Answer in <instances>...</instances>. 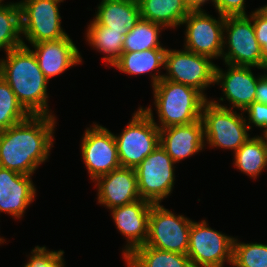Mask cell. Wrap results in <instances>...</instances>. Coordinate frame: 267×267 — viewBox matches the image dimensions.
Returning <instances> with one entry per match:
<instances>
[{"instance_id": "44dd1931", "label": "cell", "mask_w": 267, "mask_h": 267, "mask_svg": "<svg viewBox=\"0 0 267 267\" xmlns=\"http://www.w3.org/2000/svg\"><path fill=\"white\" fill-rule=\"evenodd\" d=\"M165 52L166 49H148L135 52H123L112 66L128 75H143L156 69L158 72L153 75L151 74L153 87L163 79L164 75H160L159 70L160 67H164Z\"/></svg>"}, {"instance_id": "9c48e42d", "label": "cell", "mask_w": 267, "mask_h": 267, "mask_svg": "<svg viewBox=\"0 0 267 267\" xmlns=\"http://www.w3.org/2000/svg\"><path fill=\"white\" fill-rule=\"evenodd\" d=\"M233 241L209 227L206 220L192 221L187 256L193 267H224L225 262L232 264Z\"/></svg>"}, {"instance_id": "f1b7e54d", "label": "cell", "mask_w": 267, "mask_h": 267, "mask_svg": "<svg viewBox=\"0 0 267 267\" xmlns=\"http://www.w3.org/2000/svg\"><path fill=\"white\" fill-rule=\"evenodd\" d=\"M233 267H267V245L262 243H241L234 238Z\"/></svg>"}, {"instance_id": "cb8c5ba5", "label": "cell", "mask_w": 267, "mask_h": 267, "mask_svg": "<svg viewBox=\"0 0 267 267\" xmlns=\"http://www.w3.org/2000/svg\"><path fill=\"white\" fill-rule=\"evenodd\" d=\"M234 165L256 179L267 167V135L249 138L235 153Z\"/></svg>"}, {"instance_id": "9a60e30c", "label": "cell", "mask_w": 267, "mask_h": 267, "mask_svg": "<svg viewBox=\"0 0 267 267\" xmlns=\"http://www.w3.org/2000/svg\"><path fill=\"white\" fill-rule=\"evenodd\" d=\"M225 65L229 67L227 72L218 66L215 69V84L220 83L225 95L219 100L223 102L226 99L232 104L229 109L237 108L244 112L255 101L257 83L263 74L255 77L251 67Z\"/></svg>"}, {"instance_id": "e0dca14e", "label": "cell", "mask_w": 267, "mask_h": 267, "mask_svg": "<svg viewBox=\"0 0 267 267\" xmlns=\"http://www.w3.org/2000/svg\"><path fill=\"white\" fill-rule=\"evenodd\" d=\"M32 176L0 167V213L20 219L36 197Z\"/></svg>"}, {"instance_id": "30bf717a", "label": "cell", "mask_w": 267, "mask_h": 267, "mask_svg": "<svg viewBox=\"0 0 267 267\" xmlns=\"http://www.w3.org/2000/svg\"><path fill=\"white\" fill-rule=\"evenodd\" d=\"M164 69L168 72L163 79L181 83L199 91L207 100L204 90L215 84L216 64L211 58L185 50L165 52Z\"/></svg>"}, {"instance_id": "7c38bea8", "label": "cell", "mask_w": 267, "mask_h": 267, "mask_svg": "<svg viewBox=\"0 0 267 267\" xmlns=\"http://www.w3.org/2000/svg\"><path fill=\"white\" fill-rule=\"evenodd\" d=\"M225 16L211 17L203 9L191 10L186 24L184 49L211 58L222 57Z\"/></svg>"}, {"instance_id": "4fadbf2b", "label": "cell", "mask_w": 267, "mask_h": 267, "mask_svg": "<svg viewBox=\"0 0 267 267\" xmlns=\"http://www.w3.org/2000/svg\"><path fill=\"white\" fill-rule=\"evenodd\" d=\"M81 154L93 181L121 167L114 134L98 124L86 128L81 143Z\"/></svg>"}, {"instance_id": "836d02e7", "label": "cell", "mask_w": 267, "mask_h": 267, "mask_svg": "<svg viewBox=\"0 0 267 267\" xmlns=\"http://www.w3.org/2000/svg\"><path fill=\"white\" fill-rule=\"evenodd\" d=\"M255 101L262 104H267V74L265 73L258 80L256 87Z\"/></svg>"}, {"instance_id": "5b68a950", "label": "cell", "mask_w": 267, "mask_h": 267, "mask_svg": "<svg viewBox=\"0 0 267 267\" xmlns=\"http://www.w3.org/2000/svg\"><path fill=\"white\" fill-rule=\"evenodd\" d=\"M237 111L218 101L207 100L202 107L201 120L204 140L210 147L231 149L234 153L250 138L247 121Z\"/></svg>"}, {"instance_id": "3957f363", "label": "cell", "mask_w": 267, "mask_h": 267, "mask_svg": "<svg viewBox=\"0 0 267 267\" xmlns=\"http://www.w3.org/2000/svg\"><path fill=\"white\" fill-rule=\"evenodd\" d=\"M154 106L159 117V129L187 125L201 119L207 99L196 89L162 79L153 86Z\"/></svg>"}, {"instance_id": "484cf974", "label": "cell", "mask_w": 267, "mask_h": 267, "mask_svg": "<svg viewBox=\"0 0 267 267\" xmlns=\"http://www.w3.org/2000/svg\"><path fill=\"white\" fill-rule=\"evenodd\" d=\"M19 2L0 6V50L8 52L23 45Z\"/></svg>"}, {"instance_id": "6da1fadb", "label": "cell", "mask_w": 267, "mask_h": 267, "mask_svg": "<svg viewBox=\"0 0 267 267\" xmlns=\"http://www.w3.org/2000/svg\"><path fill=\"white\" fill-rule=\"evenodd\" d=\"M55 115H30L0 132V167L32 176L53 146Z\"/></svg>"}, {"instance_id": "4dcf8cb0", "label": "cell", "mask_w": 267, "mask_h": 267, "mask_svg": "<svg viewBox=\"0 0 267 267\" xmlns=\"http://www.w3.org/2000/svg\"><path fill=\"white\" fill-rule=\"evenodd\" d=\"M249 17L253 21L256 39L261 46L263 70L267 71V8H256Z\"/></svg>"}, {"instance_id": "2e32d148", "label": "cell", "mask_w": 267, "mask_h": 267, "mask_svg": "<svg viewBox=\"0 0 267 267\" xmlns=\"http://www.w3.org/2000/svg\"><path fill=\"white\" fill-rule=\"evenodd\" d=\"M98 203L108 209L140 200L134 168L120 167L95 180Z\"/></svg>"}, {"instance_id": "7a4b0ae2", "label": "cell", "mask_w": 267, "mask_h": 267, "mask_svg": "<svg viewBox=\"0 0 267 267\" xmlns=\"http://www.w3.org/2000/svg\"><path fill=\"white\" fill-rule=\"evenodd\" d=\"M2 78L11 87L19 103L30 115L52 116L48 106V80L39 67L36 56L29 46H22L6 52V59H0Z\"/></svg>"}, {"instance_id": "ba28073f", "label": "cell", "mask_w": 267, "mask_h": 267, "mask_svg": "<svg viewBox=\"0 0 267 267\" xmlns=\"http://www.w3.org/2000/svg\"><path fill=\"white\" fill-rule=\"evenodd\" d=\"M174 164L161 145L143 159L135 168L141 199L161 204L172 193L175 183Z\"/></svg>"}, {"instance_id": "d590c367", "label": "cell", "mask_w": 267, "mask_h": 267, "mask_svg": "<svg viewBox=\"0 0 267 267\" xmlns=\"http://www.w3.org/2000/svg\"><path fill=\"white\" fill-rule=\"evenodd\" d=\"M2 79V64H1V61H0V80Z\"/></svg>"}, {"instance_id": "52a82bcc", "label": "cell", "mask_w": 267, "mask_h": 267, "mask_svg": "<svg viewBox=\"0 0 267 267\" xmlns=\"http://www.w3.org/2000/svg\"><path fill=\"white\" fill-rule=\"evenodd\" d=\"M192 220L175 215L160 204H152L145 245L160 250L187 254Z\"/></svg>"}, {"instance_id": "d6986e66", "label": "cell", "mask_w": 267, "mask_h": 267, "mask_svg": "<svg viewBox=\"0 0 267 267\" xmlns=\"http://www.w3.org/2000/svg\"><path fill=\"white\" fill-rule=\"evenodd\" d=\"M202 120L187 125L160 129V145L175 163L189 158L204 149Z\"/></svg>"}, {"instance_id": "d4e9b609", "label": "cell", "mask_w": 267, "mask_h": 267, "mask_svg": "<svg viewBox=\"0 0 267 267\" xmlns=\"http://www.w3.org/2000/svg\"><path fill=\"white\" fill-rule=\"evenodd\" d=\"M87 41L90 46L107 56H103L106 64L113 65L123 53L125 35L122 31L110 30L109 27L100 25L95 19L88 25L86 31Z\"/></svg>"}, {"instance_id": "e575fe53", "label": "cell", "mask_w": 267, "mask_h": 267, "mask_svg": "<svg viewBox=\"0 0 267 267\" xmlns=\"http://www.w3.org/2000/svg\"><path fill=\"white\" fill-rule=\"evenodd\" d=\"M191 10L201 9L209 0H183Z\"/></svg>"}, {"instance_id": "5bb4252c", "label": "cell", "mask_w": 267, "mask_h": 267, "mask_svg": "<svg viewBox=\"0 0 267 267\" xmlns=\"http://www.w3.org/2000/svg\"><path fill=\"white\" fill-rule=\"evenodd\" d=\"M151 206L149 201L140 199L110 209L117 229L128 239L122 253L124 258L137 247L145 245Z\"/></svg>"}, {"instance_id": "d6a6232c", "label": "cell", "mask_w": 267, "mask_h": 267, "mask_svg": "<svg viewBox=\"0 0 267 267\" xmlns=\"http://www.w3.org/2000/svg\"><path fill=\"white\" fill-rule=\"evenodd\" d=\"M218 14L223 16L247 15L245 12V0H211Z\"/></svg>"}, {"instance_id": "4316f807", "label": "cell", "mask_w": 267, "mask_h": 267, "mask_svg": "<svg viewBox=\"0 0 267 267\" xmlns=\"http://www.w3.org/2000/svg\"><path fill=\"white\" fill-rule=\"evenodd\" d=\"M165 29L162 25L140 19L124 37L123 52H135L148 49H166L161 46L159 33Z\"/></svg>"}, {"instance_id": "603a6c76", "label": "cell", "mask_w": 267, "mask_h": 267, "mask_svg": "<svg viewBox=\"0 0 267 267\" xmlns=\"http://www.w3.org/2000/svg\"><path fill=\"white\" fill-rule=\"evenodd\" d=\"M127 267H193L187 254L142 245L125 258Z\"/></svg>"}, {"instance_id": "8d00e7d4", "label": "cell", "mask_w": 267, "mask_h": 267, "mask_svg": "<svg viewBox=\"0 0 267 267\" xmlns=\"http://www.w3.org/2000/svg\"><path fill=\"white\" fill-rule=\"evenodd\" d=\"M3 241L5 242V239H3L2 237H0V244H1V242L4 243Z\"/></svg>"}, {"instance_id": "f546056e", "label": "cell", "mask_w": 267, "mask_h": 267, "mask_svg": "<svg viewBox=\"0 0 267 267\" xmlns=\"http://www.w3.org/2000/svg\"><path fill=\"white\" fill-rule=\"evenodd\" d=\"M24 267H65L63 250L48 251L45 246H36Z\"/></svg>"}, {"instance_id": "8fae6325", "label": "cell", "mask_w": 267, "mask_h": 267, "mask_svg": "<svg viewBox=\"0 0 267 267\" xmlns=\"http://www.w3.org/2000/svg\"><path fill=\"white\" fill-rule=\"evenodd\" d=\"M64 0H22V37L35 44L41 41L58 40L67 36L61 27L58 4Z\"/></svg>"}, {"instance_id": "ac0fdd59", "label": "cell", "mask_w": 267, "mask_h": 267, "mask_svg": "<svg viewBox=\"0 0 267 267\" xmlns=\"http://www.w3.org/2000/svg\"><path fill=\"white\" fill-rule=\"evenodd\" d=\"M31 45L35 49L32 52L39 67L48 81L82 62L80 52L69 35L58 40L41 41Z\"/></svg>"}, {"instance_id": "74e56055", "label": "cell", "mask_w": 267, "mask_h": 267, "mask_svg": "<svg viewBox=\"0 0 267 267\" xmlns=\"http://www.w3.org/2000/svg\"><path fill=\"white\" fill-rule=\"evenodd\" d=\"M2 1L4 2V0H0V6H2L4 3H2Z\"/></svg>"}, {"instance_id": "ffe728a7", "label": "cell", "mask_w": 267, "mask_h": 267, "mask_svg": "<svg viewBox=\"0 0 267 267\" xmlns=\"http://www.w3.org/2000/svg\"><path fill=\"white\" fill-rule=\"evenodd\" d=\"M95 20L110 30L122 31L126 35L141 19L138 1L102 0L97 8Z\"/></svg>"}, {"instance_id": "7402d4cb", "label": "cell", "mask_w": 267, "mask_h": 267, "mask_svg": "<svg viewBox=\"0 0 267 267\" xmlns=\"http://www.w3.org/2000/svg\"><path fill=\"white\" fill-rule=\"evenodd\" d=\"M141 19L176 28L181 25L191 9L183 0H138Z\"/></svg>"}, {"instance_id": "277c9868", "label": "cell", "mask_w": 267, "mask_h": 267, "mask_svg": "<svg viewBox=\"0 0 267 267\" xmlns=\"http://www.w3.org/2000/svg\"><path fill=\"white\" fill-rule=\"evenodd\" d=\"M121 167L136 168L160 145V129L150 107H140L120 135H114Z\"/></svg>"}, {"instance_id": "83f0119b", "label": "cell", "mask_w": 267, "mask_h": 267, "mask_svg": "<svg viewBox=\"0 0 267 267\" xmlns=\"http://www.w3.org/2000/svg\"><path fill=\"white\" fill-rule=\"evenodd\" d=\"M30 114L19 103L15 93L2 78L0 80V132L24 121Z\"/></svg>"}, {"instance_id": "8992f818", "label": "cell", "mask_w": 267, "mask_h": 267, "mask_svg": "<svg viewBox=\"0 0 267 267\" xmlns=\"http://www.w3.org/2000/svg\"><path fill=\"white\" fill-rule=\"evenodd\" d=\"M224 32L227 33L223 36L222 58L225 64L263 69L261 46L251 18L247 15L225 16ZM225 46L228 47L227 53L224 52Z\"/></svg>"}, {"instance_id": "1f68e13d", "label": "cell", "mask_w": 267, "mask_h": 267, "mask_svg": "<svg viewBox=\"0 0 267 267\" xmlns=\"http://www.w3.org/2000/svg\"><path fill=\"white\" fill-rule=\"evenodd\" d=\"M243 113L248 114V119H245L248 124L249 130L252 129L253 126H250V123L259 128H263L262 135H267V104H262L254 101L250 104Z\"/></svg>"}]
</instances>
